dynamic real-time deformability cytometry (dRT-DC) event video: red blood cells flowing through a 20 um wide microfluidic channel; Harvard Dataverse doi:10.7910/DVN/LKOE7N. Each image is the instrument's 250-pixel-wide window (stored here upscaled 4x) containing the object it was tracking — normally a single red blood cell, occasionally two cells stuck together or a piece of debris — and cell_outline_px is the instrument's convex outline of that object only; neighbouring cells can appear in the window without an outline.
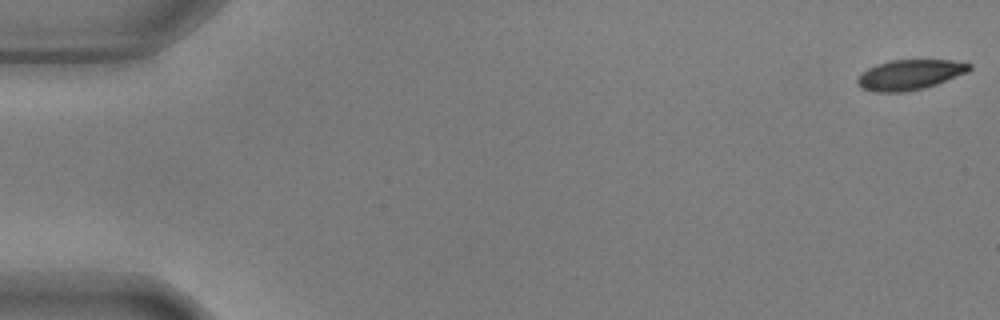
{"species": "common noctule bat (a hibernating species)", "species_latin": "Nyctalus noctula", "temperature_condition": "warm", "stored_images_in_passage": 55, "camera_frame_rate_fps": 3000, "um_per_image_px": 0.085, "animal": {"sex": "male", "body_mass_g": 17.9, "forearm_length_mm": 54.2}, "frame": {"image": 1, "passage_image": 1, "time_ms": 0.0, "image_size_px": [1000, 320], "cell_outline_px": [[972, 68], [968, 72], [936, 84], [924, 88], [904, 92], [876, 92], [860, 88], [856, 84], [856, 80], [868, 68], [876, 64], [892, 60], [952, 60], [972, 64]], "centroid_in_image_um": [77.33, 6.35], "position_along_channel_um": 7.7, "area_um2": 19.65}}
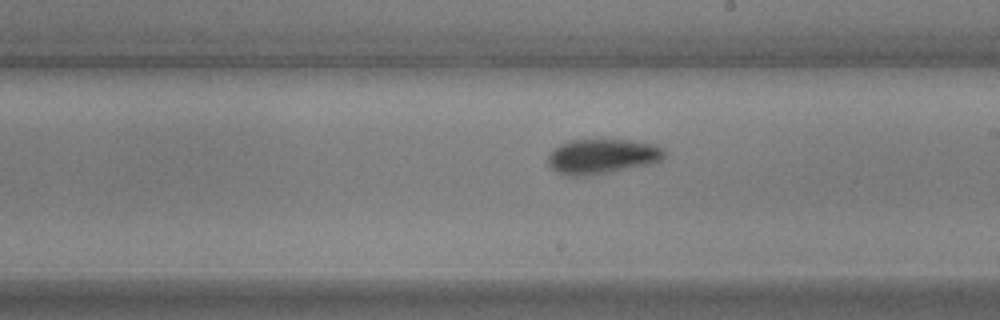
{"frame": {"image": 2, "passage_image": 32, "time_ms": 10.333, "image_size_px": [1000, 320], "cell_outline_px": [[664, 156], [660, 160], [648, 164], [588, 176], [572, 176], [556, 172], [548, 164], [548, 156], [560, 144], [572, 140], [636, 140], [652, 144], [660, 148], [664, 152]], "centroid_in_image_um": [51.15, 13.29], "position_along_channel_um": 237.9, "area_um2": 23.24}}
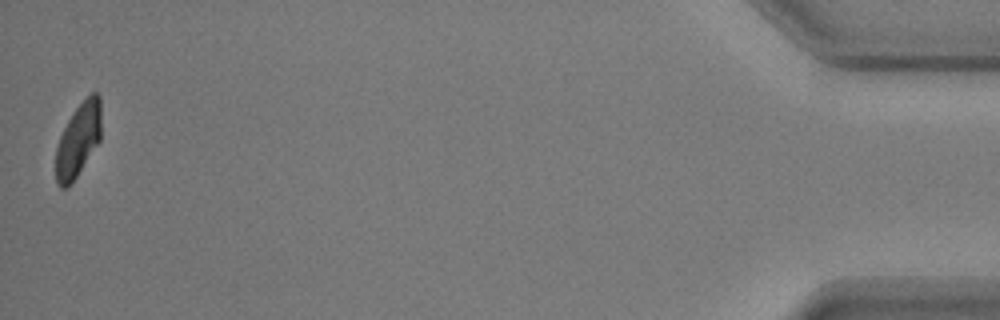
{"frame": {"image": 3, "passage_image": 55, "time_ms": 18.0, "image_size_px": [1000, 320], "cell_outline_px": [[100, 140], [68, 188], [60, 188], [56, 184], [56, 148], [60, 136], [68, 120], [76, 108], [92, 92], [96, 92], [100, 96]], "centroid_in_image_um": [6.63, 11.92], "position_along_channel_um": 428.6, "area_um2": 19.13}, "authors_computed_cell_mechanics": {"area_um2": 21.6172, "velocity_mm_per_s": 3.6585, "shape_relaxation_time_tau1_ms": 2.5723, "shape_relaxation_time_tau2_ms": 2.7459, "deformation_change_tau1": 0.1494, "deformation_change_tau2": 0.0776}}